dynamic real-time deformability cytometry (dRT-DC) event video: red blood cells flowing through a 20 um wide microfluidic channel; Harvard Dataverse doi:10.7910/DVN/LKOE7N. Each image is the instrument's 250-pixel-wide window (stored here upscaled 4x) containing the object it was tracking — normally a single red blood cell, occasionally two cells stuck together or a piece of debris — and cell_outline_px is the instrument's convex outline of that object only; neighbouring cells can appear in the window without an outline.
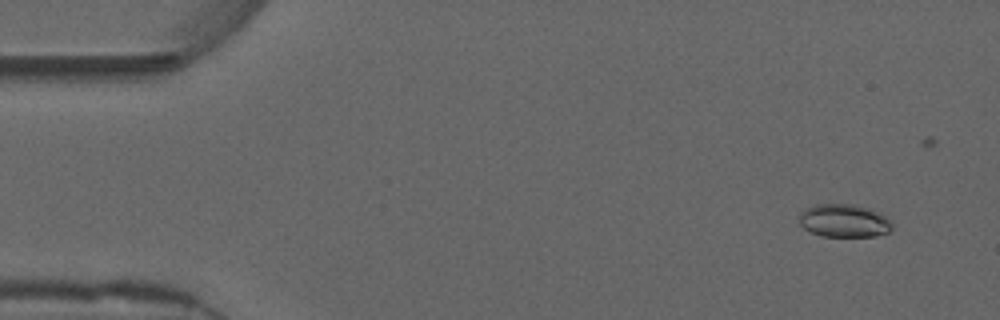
{"species": "common noctule bat (a hibernating species)", "species_latin": "Nyctalus noctula", "temperature_condition": "warm", "stored_images_in_passage": 55, "camera_frame_rate_fps": 3000, "um_per_image_px": 0.085, "animal": {"sex": "male", "forearm_length_mm": 52.5}, "frame": {"image": 1, "passage_image": 4, "time_ms": 1.0, "image_size_px": [1000, 320], "cell_outline_px": [[892, 228], [888, 232], [876, 236], [820, 236], [804, 228], [800, 224], [800, 212], [804, 208], [816, 204], [852, 204], [868, 208], [884, 216], [892, 224]], "centroid_in_image_um": [71.71, 18.76], "position_along_channel_um": 13.3, "area_um2": 17.74}}
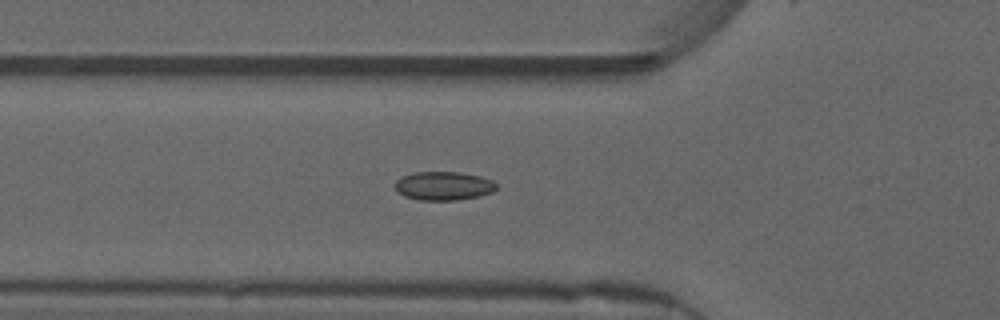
{"frame": {"image": 2, "passage_image": 19, "time_ms": 6.0, "image_size_px": [1000, 320], "cell_outline_px": [[496, 188], [492, 192], [476, 196], [456, 200], [420, 200], [404, 196], [396, 192], [396, 180], [412, 172], [460, 172], [480, 176], [492, 180], [496, 184]], "centroid_in_image_um": [37.68, 15.79], "position_along_channel_um": 88.1, "area_um2": 16.82}}
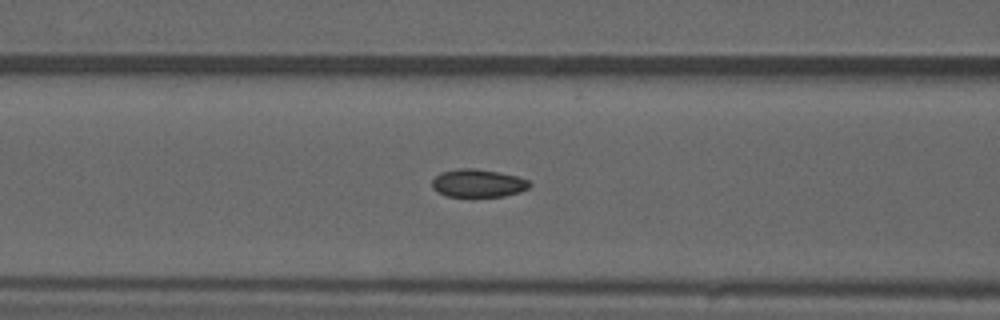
{"frame": {"image": 3, "passage_image": 22, "time_ms": 7.0, "image_size_px": [1000, 320], "cell_outline_px": [[532, 184], [528, 188], [520, 192], [504, 196], [448, 196], [432, 188], [432, 180], [440, 172], [456, 168], [476, 168], [500, 172], [516, 176], [528, 180]], "centroid_in_image_um": [40.64, 15.55], "position_along_channel_um": 126.0, "area_um2": 15.9}, "authors_computed_cell_mechanics": {"area_um2": 16.1262, "velocity_mm_per_s": 3.7277, "shape_relaxation_time_tau1_ms": null, "shape_relaxation_time_tau2_ms": 1.3198, "deformation_change_tau1": null, "deformation_change_tau2": 0.0463}}